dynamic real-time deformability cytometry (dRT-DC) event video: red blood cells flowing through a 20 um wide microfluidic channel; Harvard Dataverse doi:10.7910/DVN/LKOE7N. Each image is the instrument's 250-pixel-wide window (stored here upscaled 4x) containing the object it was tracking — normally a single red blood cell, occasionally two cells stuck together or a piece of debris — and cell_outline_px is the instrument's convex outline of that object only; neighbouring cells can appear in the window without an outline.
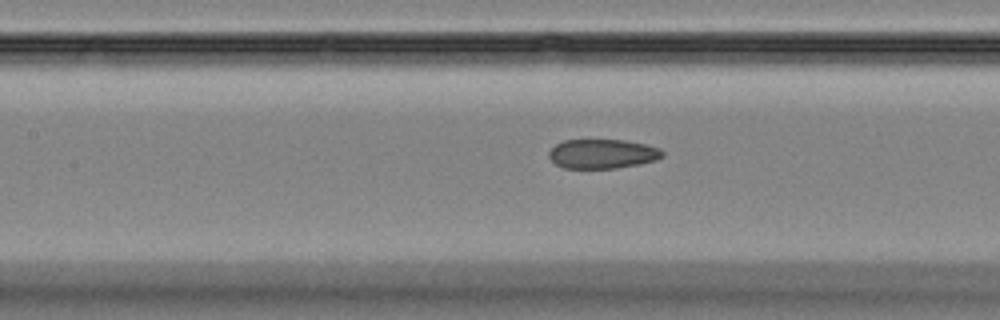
{"species": "Egyptian fruit bat (a non-hibernating species)", "species_latin": "Rousettus aegyptiacus", "temperature_condition": "room temperature", "stored_images_in_passage": 49, "camera_frame_rate_fps": 3000, "um_per_image_px": 0.085, "animal": {"sex": "female"}, "frame": {"image": 1, "passage_image": 22, "time_ms": 7.0, "image_size_px": [1000, 320], "cell_outline_px": [[664, 156], [656, 160], [640, 164], [616, 168], [564, 168], [556, 164], [548, 156], [548, 152], [556, 144], [564, 140], [624, 140], [644, 144], [660, 148], [664, 152]], "centroid_in_image_um": [51.22, 13.08], "position_along_channel_um": 156.2, "area_um2": 19.42}}
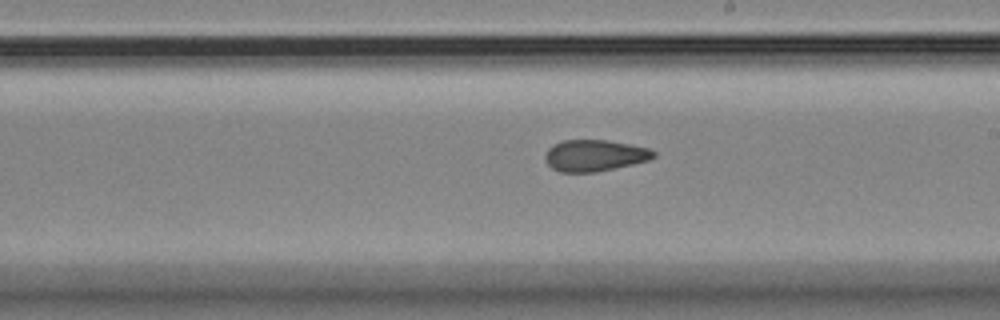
{"frame": {"image": 2, "passage_image": 28, "time_ms": 9.0, "image_size_px": [1000, 320], "cell_outline_px": [[656, 156], [648, 160], [632, 164], [596, 172], [560, 172], [552, 168], [544, 160], [544, 156], [548, 148], [552, 144], [564, 140], [608, 140], [652, 148], [656, 152]], "centroid_in_image_um": [50.54, 13.21], "position_along_channel_um": 238.5, "area_um2": 20.06}}
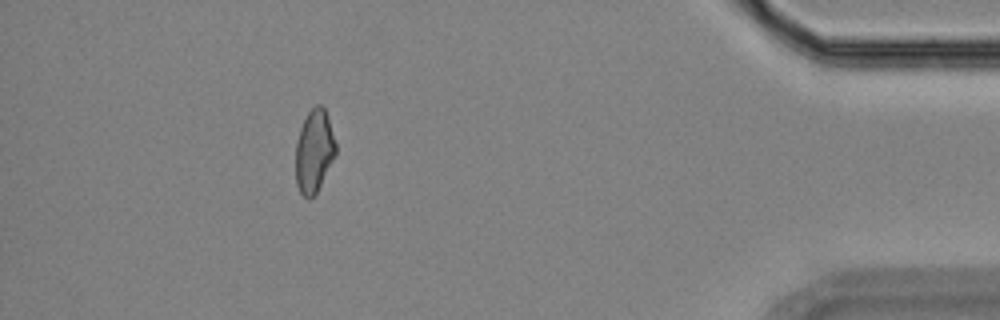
{"frame": {"image": 3, "passage_image": 44, "time_ms": 14.333, "image_size_px": [1000, 320], "cell_outline_px": [[336, 152], [316, 192], [308, 200], [300, 192], [296, 184], [296, 140], [300, 128], [308, 112], [316, 104], [320, 104], [324, 108], [336, 144]], "centroid_in_image_um": [26.67, 12.83], "position_along_channel_um": 408.5, "area_um2": 18.9}}